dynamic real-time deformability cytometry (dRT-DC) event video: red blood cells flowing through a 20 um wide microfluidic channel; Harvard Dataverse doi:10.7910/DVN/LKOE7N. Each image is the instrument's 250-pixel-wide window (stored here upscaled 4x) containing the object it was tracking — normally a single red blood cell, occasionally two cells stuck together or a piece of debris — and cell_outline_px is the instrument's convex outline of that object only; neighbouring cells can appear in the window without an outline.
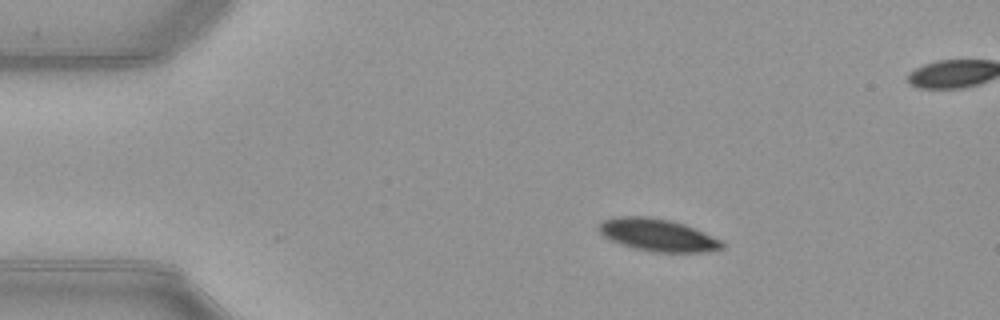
{"species": "common noctule bat (a hibernating species)", "species_latin": "Nyctalus noctula", "temperature_condition": "warm", "stored_images_in_passage": 45, "camera_frame_rate_fps": 3000, "um_per_image_px": 0.085, "animal": {"sex": "female", "body_mass_g": 21.9}, "frame": {"image": 1, "passage_image": 9, "time_ms": 2.667, "image_size_px": [1000, 320], "cell_outline_px": [[724, 248], [704, 252], [652, 252], [632, 248], [620, 244], [604, 236], [596, 228], [604, 220], [616, 216], [648, 216], [668, 220], [684, 224], [724, 240]], "centroid_in_image_um": [55.92, 19.98], "position_along_channel_um": 29.1, "area_um2": 23.41}}
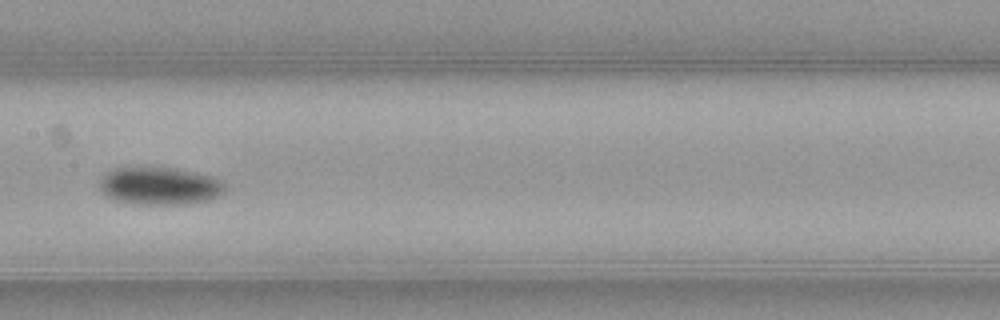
{"frame": {"image": 2, "passage_image": 26, "time_ms": 8.333, "image_size_px": [1000, 320], "cell_outline_px": [[228, 188], [220, 196], [208, 200], [188, 204], [136, 204], [116, 200], [108, 196], [100, 188], [100, 180], [112, 168], [176, 168], [196, 172], [212, 176], [224, 180]], "centroid_in_image_um": [13.67, 15.81], "position_along_channel_um": 193.7, "area_um2": 27.63}}
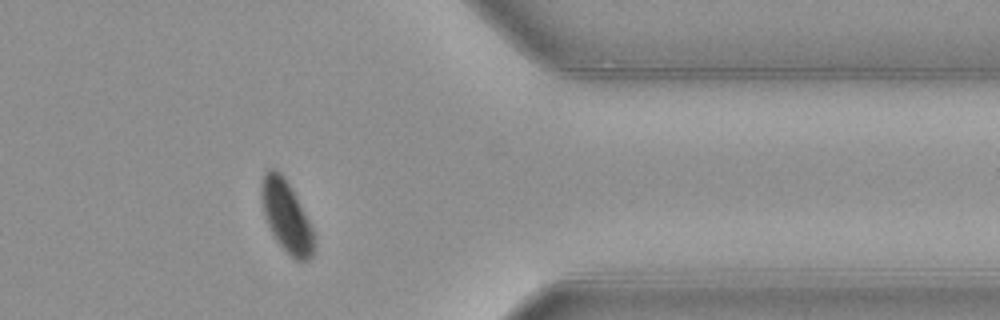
{"frame": {"image": 3, "passage_image": 42, "time_ms": 13.667, "image_size_px": [1000, 320], "cell_outline_px": [[312, 256], [308, 260], [296, 260], [288, 256], [272, 236], [264, 216], [260, 196], [264, 172], [268, 168], [276, 168], [284, 176], [308, 220], [312, 228]], "centroid_in_image_um": [24.28, 18.39], "position_along_channel_um": 387.1, "area_um2": 21.68}, "authors_computed_cell_mechanics": {"area_um2": 25.6054, "velocity_mm_per_s": 3.9446, "shape_relaxation_time_tau1_ms": 3.3147, "shape_relaxation_time_tau2_ms": null, "deformation_change_tau1": 0.1475, "deformation_change_tau2": null}}